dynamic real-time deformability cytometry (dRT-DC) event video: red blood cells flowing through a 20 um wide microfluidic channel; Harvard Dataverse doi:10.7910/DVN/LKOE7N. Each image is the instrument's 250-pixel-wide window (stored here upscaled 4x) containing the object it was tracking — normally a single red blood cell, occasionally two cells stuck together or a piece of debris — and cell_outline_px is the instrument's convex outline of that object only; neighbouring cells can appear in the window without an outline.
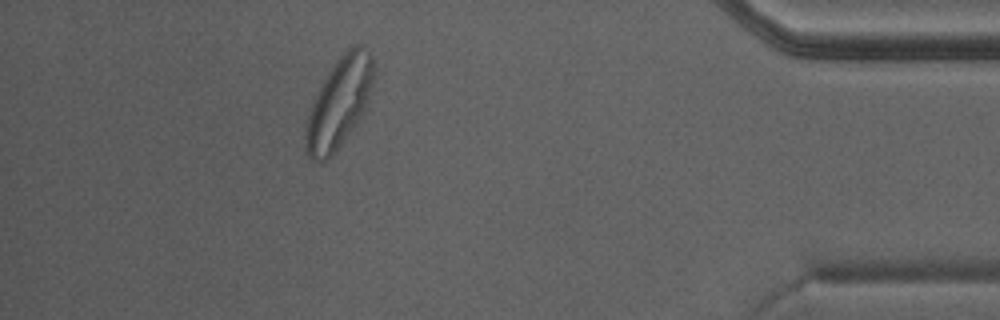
{"species": "Egyptian fruit bat (a non-hibernating species)", "species_latin": "Rousettus aegyptiacus", "temperature_condition": "warm", "stored_images_in_passage": 30, "camera_frame_rate_fps": 3000, "um_per_image_px": 0.085, "animal": {"sex": "male"}, "frame": {"image": 1, "passage_image": 26, "time_ms": 8.333, "image_size_px": [1000, 320], "cell_outline_px": [[376, 64], [368, 108], [356, 124], [336, 148], [324, 160], [312, 160], [308, 156], [304, 148], [304, 136], [308, 116], [312, 104], [328, 72], [336, 60], [348, 48], [356, 44], [360, 44], [372, 56]], "centroid_in_image_um": [28.87, 8.69], "position_along_channel_um": 406.3, "area_um2": 35.37}}